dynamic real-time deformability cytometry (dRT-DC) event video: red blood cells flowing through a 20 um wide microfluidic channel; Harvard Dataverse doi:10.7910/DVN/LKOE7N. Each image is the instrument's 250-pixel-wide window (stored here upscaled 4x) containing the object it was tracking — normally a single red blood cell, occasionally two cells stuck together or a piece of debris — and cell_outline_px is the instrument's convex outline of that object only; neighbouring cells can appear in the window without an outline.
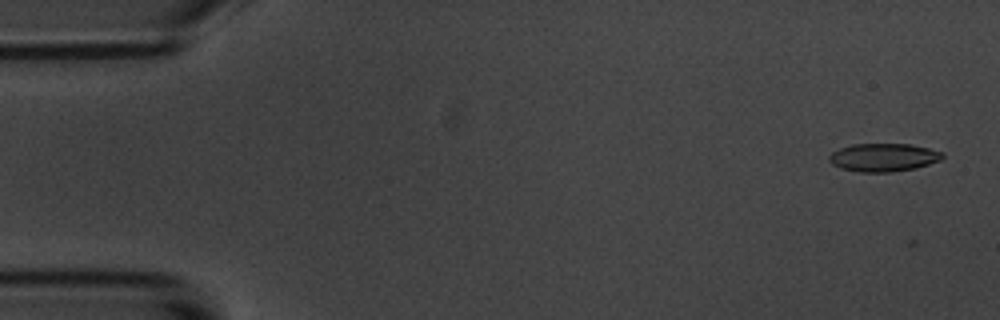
{"species": "common noctule bat (a hibernating species)", "species_latin": "Nyctalus noctula", "temperature_condition": "room temperature", "stored_images_in_passage": 3, "camera_frame_rate_fps": 3000, "um_per_image_px": 0.085, "animal": {"sex": "male", "body_mass_g": 20.1, "forearm_length_mm": 53.5}, "frame": {"image": 1, "passage_image": 2, "time_ms": 0.333, "image_size_px": [1000, 320], "cell_outline_px": [[944, 156], [940, 160], [916, 168], [892, 172], [856, 172], [840, 168], [832, 164], [828, 160], [828, 156], [832, 152], [840, 148], [852, 144], [912, 144], [944, 152]], "centroid_in_image_um": [75.08, 13.38], "position_along_channel_um": 9.9, "area_um2": 18.73}}